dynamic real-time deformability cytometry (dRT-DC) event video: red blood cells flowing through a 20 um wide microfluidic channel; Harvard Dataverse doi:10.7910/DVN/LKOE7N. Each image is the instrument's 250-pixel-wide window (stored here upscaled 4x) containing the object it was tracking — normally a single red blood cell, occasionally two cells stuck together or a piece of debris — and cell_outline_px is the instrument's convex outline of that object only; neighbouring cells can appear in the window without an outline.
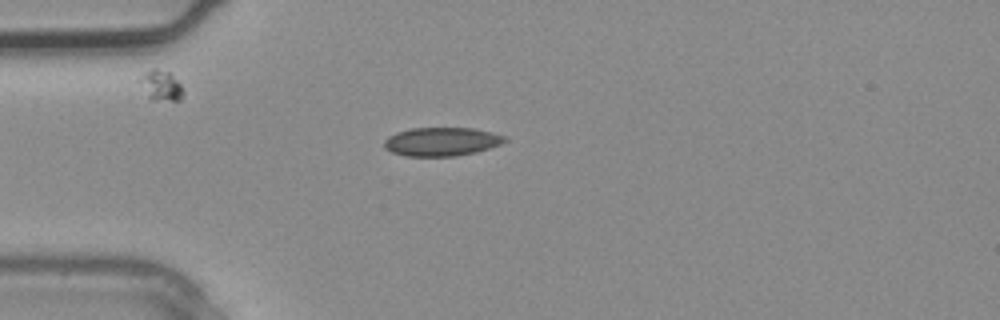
{"species": "common noctule bat (a hibernating species)", "species_latin": "Nyctalus noctula", "temperature_condition": "warm", "stored_images_in_passage": 1, "camera_frame_rate_fps": 3000, "um_per_image_px": 0.085, "animal": {"sex": "male", "body_mass_g": 20.4}, "frame": {"image": 1, "passage_image": 1, "time_ms": 0.0, "image_size_px": [1000, 320], "cell_outline_px": [[508, 140], [500, 144], [476, 152], [456, 156], [404, 156], [392, 152], [384, 148], [384, 140], [388, 136], [396, 132], [412, 128], [476, 128], [508, 136]], "centroid_in_image_um": [37.55, 12.03], "position_along_channel_um": 47.5, "area_um2": 20.29}}